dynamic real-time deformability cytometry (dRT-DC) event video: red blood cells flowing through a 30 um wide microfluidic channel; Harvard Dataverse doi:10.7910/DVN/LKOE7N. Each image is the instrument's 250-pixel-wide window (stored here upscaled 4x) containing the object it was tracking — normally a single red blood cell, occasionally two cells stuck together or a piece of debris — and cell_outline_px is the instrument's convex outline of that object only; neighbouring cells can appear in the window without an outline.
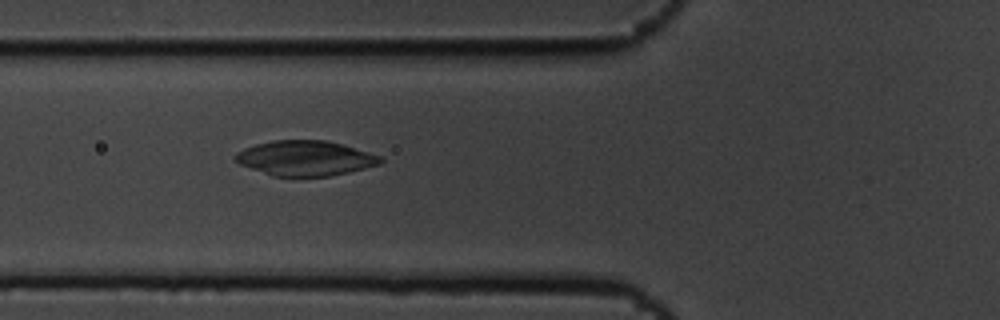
{"species": "common noctule bat (a hibernating species)", "species_latin": "Nyctalus noctula", "temperature_condition": "cold", "stored_images_in_passage": 7, "camera_frame_rate_fps": 3000, "um_per_image_px": 0.085, "animal": {"sex": "male", "body_mass_g": 19.5, "forearm_length_mm": 54.6}, "frame": {"image": 1, "passage_image": 7, "time_ms": 2.0, "image_size_px": [1000, 320], "cell_outline_px": [[384, 160], [380, 164], [348, 172], [328, 176], [272, 176], [240, 164], [232, 156], [236, 152], [244, 148], [256, 144], [276, 140], [328, 140], [344, 144], [380, 156]], "centroid_in_image_um": [25.94, 13.44], "position_along_channel_um": 99.9, "area_um2": 29.54}}